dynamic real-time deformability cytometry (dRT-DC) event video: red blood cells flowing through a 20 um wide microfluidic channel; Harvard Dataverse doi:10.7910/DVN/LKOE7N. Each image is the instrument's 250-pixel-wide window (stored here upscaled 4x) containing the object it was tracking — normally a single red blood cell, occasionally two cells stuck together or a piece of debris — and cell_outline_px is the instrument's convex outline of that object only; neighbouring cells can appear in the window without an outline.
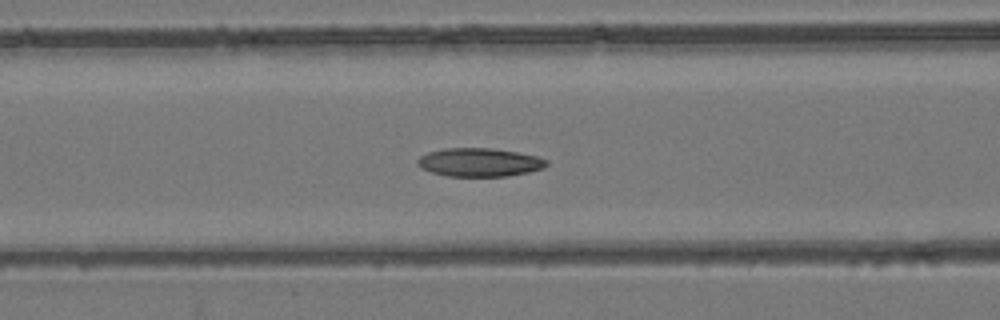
{"species": "common noctule bat (a hibernating species)", "species_latin": "Nyctalus noctula", "temperature_condition": "room temperature", "stored_images_in_passage": 55, "camera_frame_rate_fps": 3000, "um_per_image_px": 0.085, "animal": {"sex": "female", "body_mass_g": 24.6, "forearm_length_mm": 56.2}, "frame": {"image": 1, "passage_image": 23, "time_ms": 7.333, "image_size_px": [1000, 320], "cell_outline_px": [[548, 164], [544, 168], [528, 172], [508, 176], [448, 176], [432, 172], [420, 168], [416, 164], [416, 160], [420, 156], [428, 152], [444, 148], [492, 148], [516, 152], [536, 156], [548, 160]], "centroid_in_image_um": [40.73, 13.79], "position_along_channel_um": 125.9, "area_um2": 21.44}}
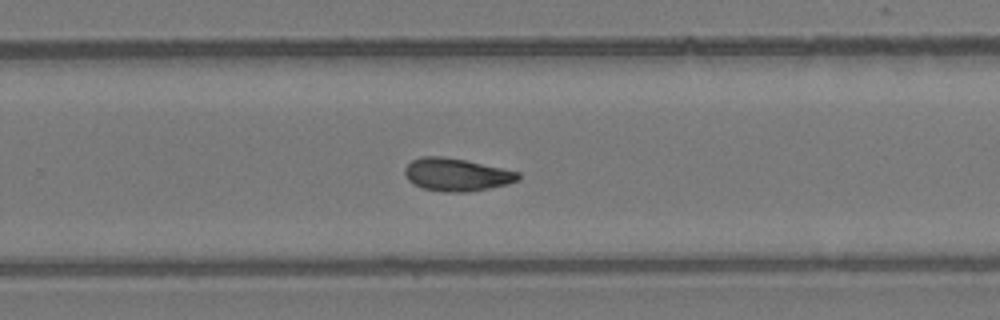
{"frame": {"image": 2, "passage_image": 36, "time_ms": 11.667, "image_size_px": [1000, 320], "cell_outline_px": [[520, 180], [508, 184], [468, 192], [444, 192], [424, 188], [408, 180], [404, 172], [404, 168], [412, 160], [420, 156], [444, 156], [464, 160], [520, 172]], "centroid_in_image_um": [38.81, 14.84], "position_along_channel_um": 291.0, "area_um2": 21.56}}
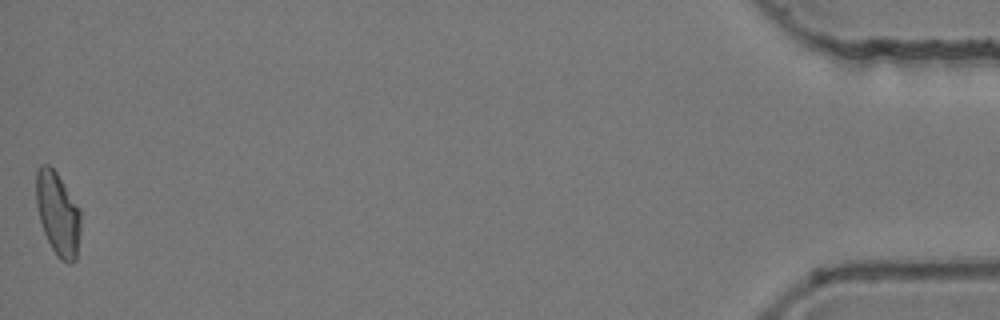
{"frame": {"image": 3, "passage_image": 55, "time_ms": 18.0, "image_size_px": [1000, 320], "cell_outline_px": [[80, 232], [76, 260], [68, 264], [60, 260], [56, 256], [44, 232], [40, 220], [36, 204], [36, 172], [40, 164], [48, 164], [56, 172], [80, 208]], "centroid_in_image_um": [4.92, 18.18], "position_along_channel_um": 430.3, "area_um2": 21.68}}